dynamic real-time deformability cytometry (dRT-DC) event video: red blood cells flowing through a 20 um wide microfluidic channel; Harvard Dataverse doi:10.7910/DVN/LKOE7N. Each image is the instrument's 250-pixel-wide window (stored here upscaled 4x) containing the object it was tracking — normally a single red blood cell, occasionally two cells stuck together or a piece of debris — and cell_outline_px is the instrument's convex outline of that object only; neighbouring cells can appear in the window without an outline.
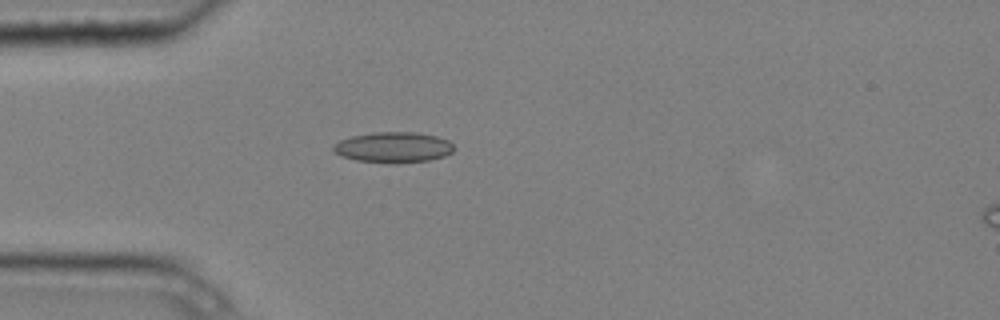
{"species": "common noctule bat (a hibernating species)", "species_latin": "Nyctalus noctula", "temperature_condition": "cold", "stored_images_in_passage": 4, "camera_frame_rate_fps": 3000, "um_per_image_px": 0.085, "animal": {"sex": "male", "body_mass_g": 20.4}, "frame": {"image": 1, "passage_image": 4, "time_ms": 1.0, "image_size_px": [1000, 320], "cell_outline_px": [[456, 148], [452, 152], [444, 156], [428, 160], [396, 164], [356, 160], [340, 156], [332, 148], [340, 140], [352, 136], [372, 132], [416, 132], [436, 136], [448, 140]], "centroid_in_image_um": [33.45, 12.52], "position_along_channel_um": 51.5, "area_um2": 21.56}}